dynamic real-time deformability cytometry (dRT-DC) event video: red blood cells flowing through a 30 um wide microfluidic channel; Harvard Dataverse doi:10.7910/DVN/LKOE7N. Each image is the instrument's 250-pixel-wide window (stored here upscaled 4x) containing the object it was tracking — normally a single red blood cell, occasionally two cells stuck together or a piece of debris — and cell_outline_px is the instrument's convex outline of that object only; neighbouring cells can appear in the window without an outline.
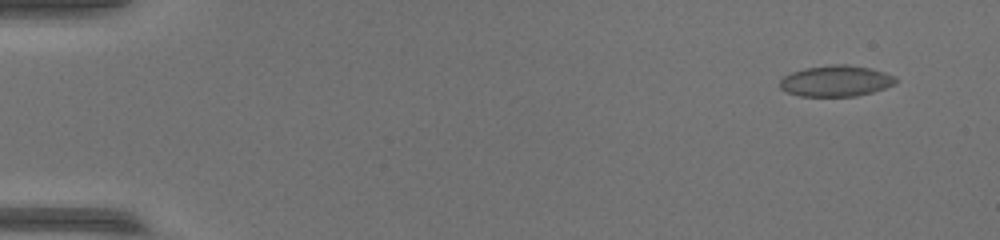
{"species": "common noctule bat (a hibernating species)", "species_latin": "Nyctalus noctula", "temperature_condition": "warm", "stored_images_in_passage": 53, "camera_frame_rate_fps": 3000, "um_per_image_px": 0.085, "animal": {"sex": "female", "body_mass_g": 17.0, "forearm_length_mm": 48.0}, "frame": {"image": 1, "passage_image": 4, "time_ms": 1.0, "image_size_px": [1000, 240], "cell_outline_px": [[896, 80], [892, 84], [884, 88], [872, 92], [856, 96], [800, 96], [788, 92], [780, 88], [780, 80], [784, 76], [792, 72], [804, 68], [832, 64], [848, 64], [872, 68], [896, 76]], "centroid_in_image_um": [71.05, 6.87], "position_along_channel_um": 14.0, "area_um2": 20.92}}
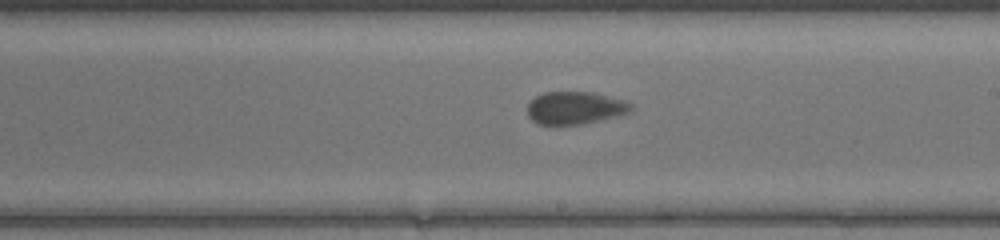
{"frame": {"image": 2, "passage_image": 32, "time_ms": 10.333, "image_size_px": [1000, 240], "cell_outline_px": [[632, 108], [628, 112], [580, 124], [536, 124], [528, 116], [528, 104], [536, 96], [544, 92], [592, 92], [624, 100], [632, 104]], "centroid_in_image_um": [48.83, 9.15], "position_along_channel_um": 240.2, "area_um2": 19.25}}
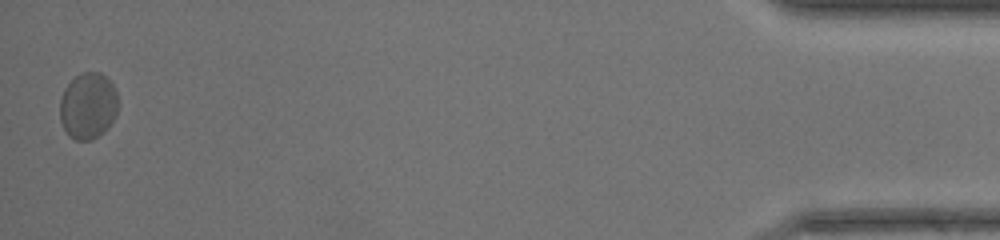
{"frame": {"image": 3, "passage_image": 53, "time_ms": 17.333, "image_size_px": [1000, 240], "cell_outline_px": [[116, 112], [108, 128], [92, 140], [76, 140], [68, 136], [60, 120], [60, 100], [64, 88], [80, 72], [100, 72], [112, 84], [116, 92]], "centroid_in_image_um": [7.45, 9.0], "position_along_channel_um": 427.7, "area_um2": 22.31}}